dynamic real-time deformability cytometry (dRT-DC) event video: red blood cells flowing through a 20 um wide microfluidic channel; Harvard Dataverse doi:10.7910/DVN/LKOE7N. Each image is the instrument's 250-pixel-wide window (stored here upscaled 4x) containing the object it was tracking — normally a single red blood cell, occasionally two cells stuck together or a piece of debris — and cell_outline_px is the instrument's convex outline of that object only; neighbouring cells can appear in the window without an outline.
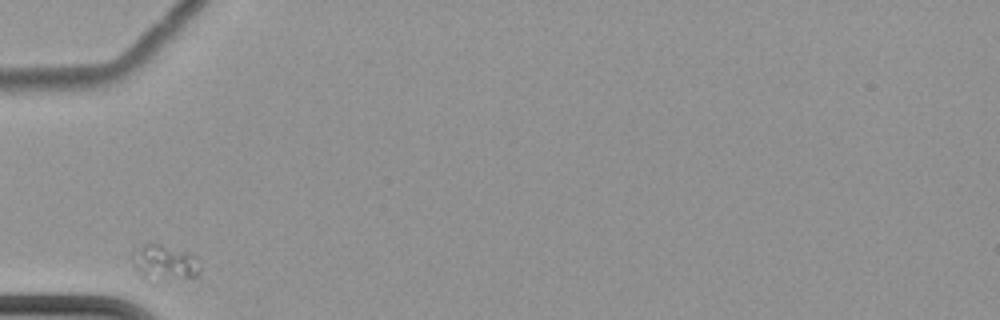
{"species": "common noctule bat (a hibernating species)", "species_latin": "Nyctalus noctula", "temperature_condition": "cold", "stored_images_in_passage": 30, "camera_frame_rate_fps": 3000, "um_per_image_px": 0.085, "animal": {"sex": "female", "body_mass_g": 22.7, "forearm_length_mm": 54.2}, "frame": {"image": 1, "passage_image": 1, "time_ms": 0.0, "image_size_px": [1000, 320], "cell_outline_px": [[200, 272], [196, 276], [184, 276], [144, 272], [136, 268], [132, 252], [144, 244], [160, 244], [188, 252], [200, 268]], "centroid_in_image_um": [14.02, 22.16], "position_along_channel_um": 71.0, "area_um2": 11.73}}
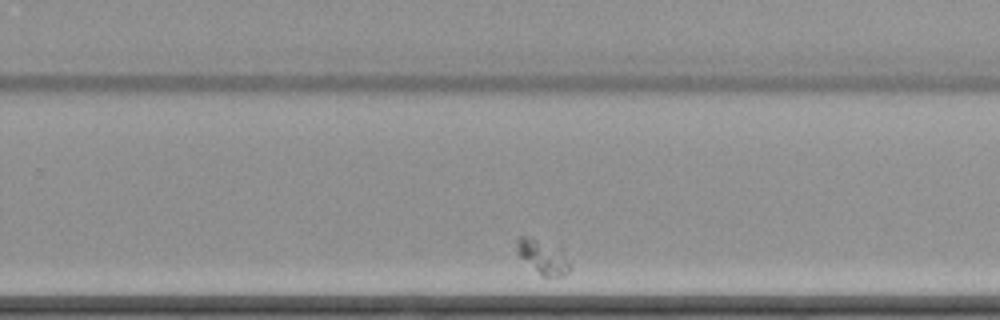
{"frame": {"image": 2, "passage_image": 22, "time_ms": 7.0, "image_size_px": [1000, 320], "cell_outline_px": [[572, 268], [568, 272], [560, 276], [540, 276], [516, 252], [516, 236], [524, 236], [560, 244]], "centroid_in_image_um": [46.16, 21.78], "position_along_channel_um": 283.6, "area_um2": 11.04}}
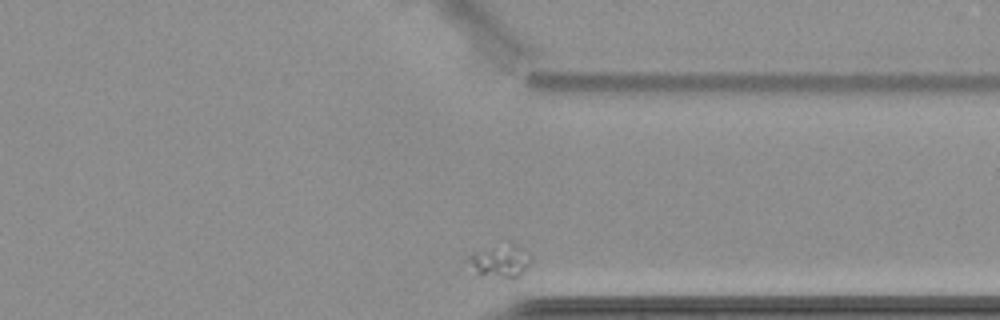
{"frame": {"image": 3, "passage_image": 30, "time_ms": 9.667, "image_size_px": [1000, 320], "cell_outline_px": [[532, 256], [528, 264], [516, 276], [504, 276], [480, 272], [464, 260], [472, 252], [508, 240], [516, 244], [528, 252]], "centroid_in_image_um": [42.51, 22.04], "position_along_channel_um": 368.9, "area_um2": 11.5}}